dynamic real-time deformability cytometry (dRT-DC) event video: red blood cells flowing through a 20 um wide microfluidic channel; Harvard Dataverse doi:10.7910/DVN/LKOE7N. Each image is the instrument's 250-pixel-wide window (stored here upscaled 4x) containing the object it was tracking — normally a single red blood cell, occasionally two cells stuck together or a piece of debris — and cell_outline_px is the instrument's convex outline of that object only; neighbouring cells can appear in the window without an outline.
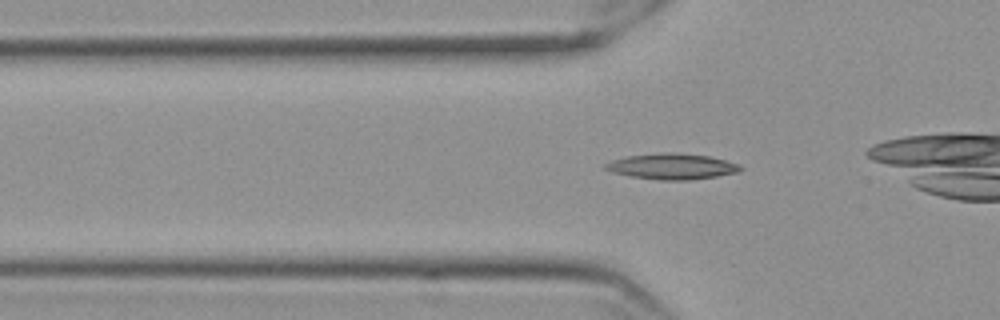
{"species": "Egyptian fruit bat (a non-hibernating species)", "species_latin": "Rousettus aegyptiacus", "temperature_condition": "cold", "stored_images_in_passage": 43, "camera_frame_rate_fps": 3000, "um_per_image_px": 0.085, "frame": {"image": 1, "passage_image": 10, "time_ms": 3.0, "image_size_px": [1000, 320], "cell_outline_px": [[744, 168], [740, 172], [716, 176], [688, 180], [660, 180], [632, 176], [612, 172], [604, 168], [604, 164], [612, 160], [628, 156], [708, 156], [740, 164]], "centroid_in_image_um": [57.17, 14.21], "position_along_channel_um": 68.6, "area_um2": 18.9}}
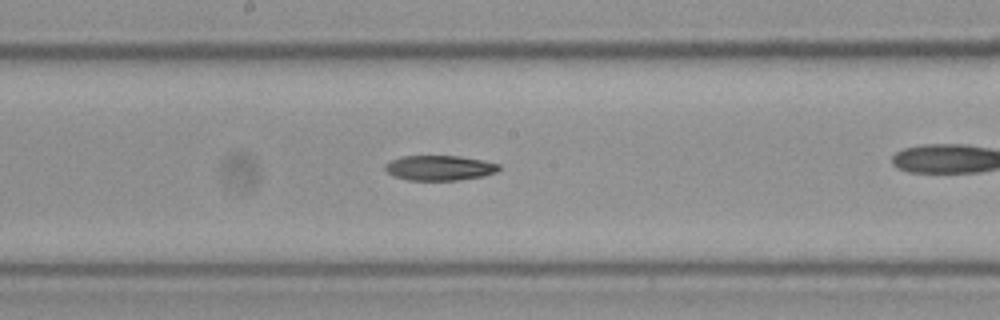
{"frame": {"image": 2, "passage_image": 22, "time_ms": 7.0, "image_size_px": [1000, 320], "cell_outline_px": [[500, 168], [496, 172], [484, 176], [460, 180], [408, 180], [392, 176], [384, 168], [384, 164], [392, 160], [404, 156], [460, 156], [500, 164]], "centroid_in_image_um": [37.35, 14.28], "position_along_channel_um": 210.8, "area_um2": 16.59}}
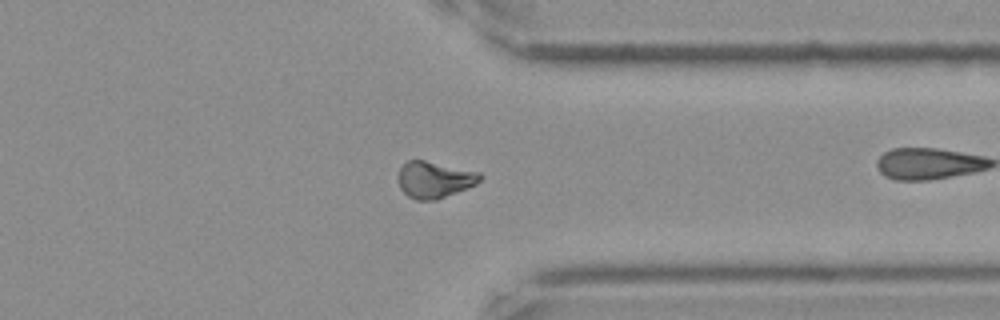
{"frame": {"image": 3, "passage_image": 36, "time_ms": 11.667, "image_size_px": [1000, 320], "cell_outline_px": [[484, 176], [476, 184], [436, 200], [416, 200], [408, 196], [400, 188], [400, 168], [408, 160], [424, 160], [480, 172]], "centroid_in_image_um": [36.95, 15.27], "position_along_channel_um": 374.4, "area_um2": 17.17}}